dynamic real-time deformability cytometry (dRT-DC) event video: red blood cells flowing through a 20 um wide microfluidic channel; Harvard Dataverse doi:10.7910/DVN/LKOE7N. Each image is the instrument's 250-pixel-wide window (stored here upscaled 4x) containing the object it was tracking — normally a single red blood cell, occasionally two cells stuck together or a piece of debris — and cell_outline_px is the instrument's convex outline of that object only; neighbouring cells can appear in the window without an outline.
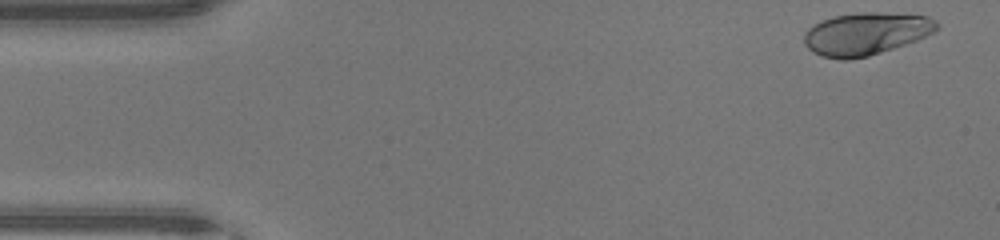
{"species": "human", "species_latin": "Homo sapiens", "temperature_condition": "warm", "stored_images_in_passage": 45, "camera_frame_rate_fps": 3000, "um_per_image_px": 0.085, "donor": {"sex": "male"}, "frame": {"image": 1, "passage_image": 2, "time_ms": 0.333, "image_size_px": [1000, 240], "cell_outline_px": [[940, 28], [916, 40], [868, 56], [848, 60], [840, 60], [820, 56], [812, 52], [804, 44], [804, 32], [812, 24], [820, 20], [832, 16], [860, 12], [880, 12], [928, 16], [936, 20], [940, 24]], "centroid_in_image_um": [73.55, 2.86], "position_along_channel_um": 11.4, "area_um2": 33.12}}
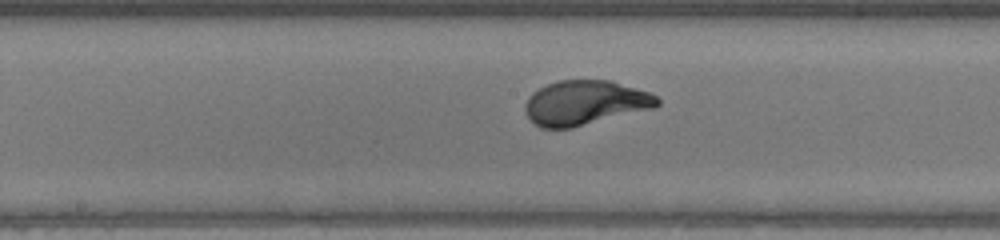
{"frame": {"image": 2, "passage_image": 23, "time_ms": 7.333, "image_size_px": [1000, 240], "cell_outline_px": [[660, 104], [656, 108], [572, 128], [540, 128], [524, 112], [524, 104], [528, 96], [532, 92], [548, 84], [560, 80], [612, 80], [652, 92], [660, 100]], "centroid_in_image_um": [49.77, 8.73], "position_along_channel_um": 198.4, "area_um2": 34.8}}
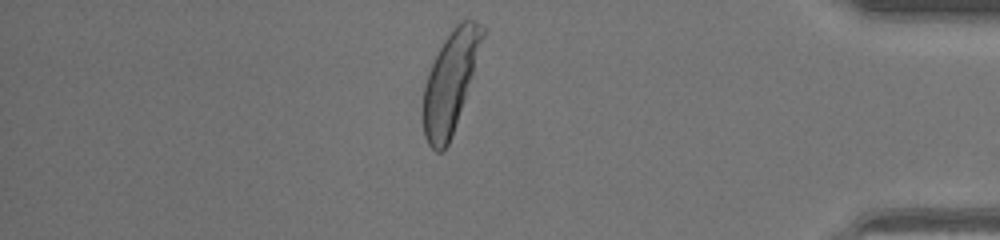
{"frame": {"image": 3, "passage_image": 39, "time_ms": 12.667, "image_size_px": [1000, 240], "cell_outline_px": [[484, 36], [472, 76], [452, 136], [448, 144], [440, 152], [436, 152], [428, 144], [424, 136], [424, 84], [428, 72], [444, 40], [452, 28], [460, 20], [476, 20], [484, 28]], "centroid_in_image_um": [38.27, 6.95], "position_along_channel_um": 396.9, "area_um2": 33.99}, "authors_computed_cell_mechanics": {"area_um2": 33.6396, "velocity_mm_per_s": 4.4514, "shape_relaxation_time_tau1_ms": 2.1737, "shape_relaxation_time_tau2_ms": null, "deformation_change_tau1": 0.1775, "deformation_change_tau2": null}}